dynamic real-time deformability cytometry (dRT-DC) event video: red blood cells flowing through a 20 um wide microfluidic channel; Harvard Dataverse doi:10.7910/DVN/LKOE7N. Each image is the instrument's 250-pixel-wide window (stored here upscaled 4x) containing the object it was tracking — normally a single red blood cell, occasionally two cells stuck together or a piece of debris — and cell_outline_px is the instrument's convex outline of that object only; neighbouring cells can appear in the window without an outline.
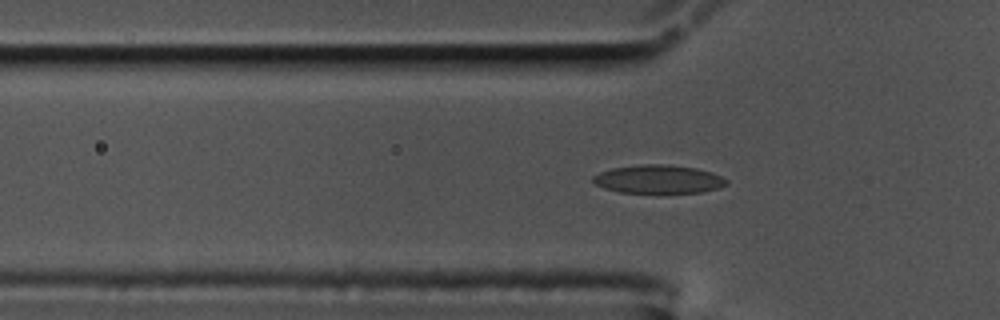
{"species": "common noctule bat (a hibernating species)", "species_latin": "Nyctalus noctula", "temperature_condition": "cold", "stored_images_in_passage": 38, "camera_frame_rate_fps": 3000, "um_per_image_px": 0.085, "animal": {"sex": "male", "body_mass_g": 17.5, "forearm_length_mm": 52.3}, "frame": {"image": 1, "passage_image": 5, "time_ms": 1.333, "image_size_px": [1000, 320], "cell_outline_px": [[728, 184], [704, 192], [620, 192], [604, 188], [596, 184], [592, 180], [592, 176], [600, 172], [612, 168], [640, 164], [664, 164], [696, 168], [712, 172], [728, 180]], "centroid_in_image_um": [55.96, 15.22], "position_along_channel_um": 69.8, "area_um2": 21.91}}
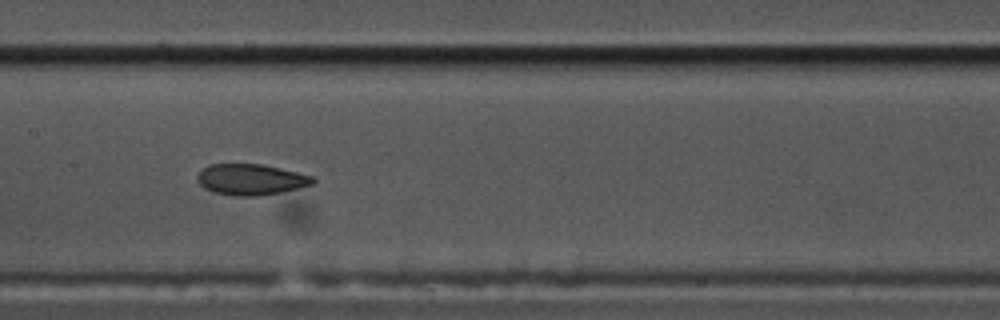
{"frame": {"image": 2, "passage_image": 15, "time_ms": 4.667, "image_size_px": [1000, 320], "cell_outline_px": [[316, 180], [312, 184], [280, 192], [256, 196], [236, 196], [212, 192], [204, 188], [196, 180], [196, 176], [208, 164], [264, 164], [312, 176]], "centroid_in_image_um": [21.28, 15.25], "position_along_channel_um": 186.1, "area_um2": 20.75}}
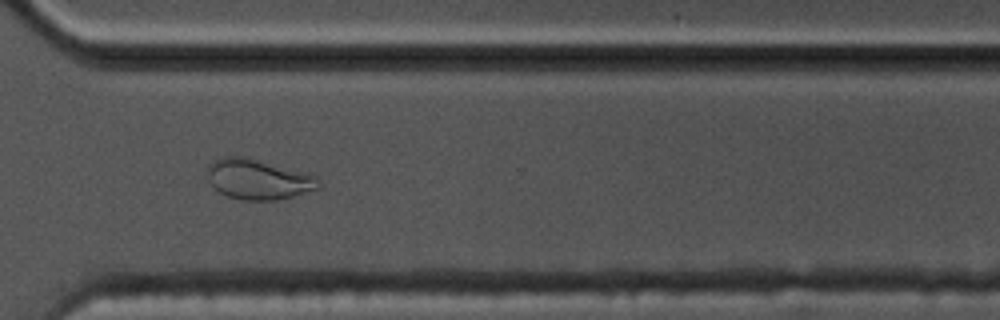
{"frame": {"image": 3, "passage_image": 29, "time_ms": 9.333, "image_size_px": [1000, 320], "cell_outline_px": [[324, 188], [276, 200], [244, 200], [228, 196], [220, 192], [208, 180], [208, 164], [212, 160], [224, 156], [244, 156], [316, 176], [320, 180]], "centroid_in_image_um": [21.97, 15.24], "position_along_channel_um": 348.6, "area_um2": 26.01}, "authors_computed_cell_mechanics": {"area_um2": 21.3282, "velocity_mm_per_s": 3.4856, "shape_relaxation_time_tau1_ms": null, "shape_relaxation_time_tau2_ms": 2.6832, "deformation_change_tau1": null, "deformation_change_tau2": 0.0818}}